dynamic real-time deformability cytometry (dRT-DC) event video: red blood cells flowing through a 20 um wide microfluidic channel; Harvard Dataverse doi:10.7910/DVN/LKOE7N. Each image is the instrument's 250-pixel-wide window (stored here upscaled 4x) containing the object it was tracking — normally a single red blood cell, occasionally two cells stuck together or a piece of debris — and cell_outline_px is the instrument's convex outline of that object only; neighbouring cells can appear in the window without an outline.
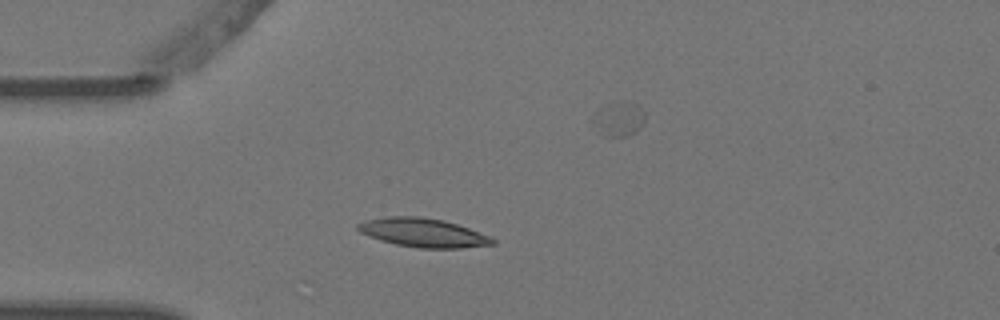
{"species": "Egyptian fruit bat (a non-hibernating species)", "species_latin": "Rousettus aegyptiacus", "temperature_condition": "warm", "stored_images_in_passage": 4, "segment_of_instrument_passage": [1, 2], "camera_frame_rate_fps": 3000, "um_per_image_px": 0.085, "animal": {"sex": "female"}, "frame": {"image": 1, "passage_image": 3, "time_ms": 0.667, "image_size_px": [1000, 320], "cell_outline_px": [[496, 244], [460, 248], [420, 248], [396, 244], [380, 240], [368, 236], [360, 232], [356, 228], [356, 224], [368, 220], [388, 216], [420, 216], [444, 220], [492, 236], [496, 240]], "centroid_in_image_um": [35.99, 19.78], "position_along_channel_um": 49.0, "area_um2": 22.66}}